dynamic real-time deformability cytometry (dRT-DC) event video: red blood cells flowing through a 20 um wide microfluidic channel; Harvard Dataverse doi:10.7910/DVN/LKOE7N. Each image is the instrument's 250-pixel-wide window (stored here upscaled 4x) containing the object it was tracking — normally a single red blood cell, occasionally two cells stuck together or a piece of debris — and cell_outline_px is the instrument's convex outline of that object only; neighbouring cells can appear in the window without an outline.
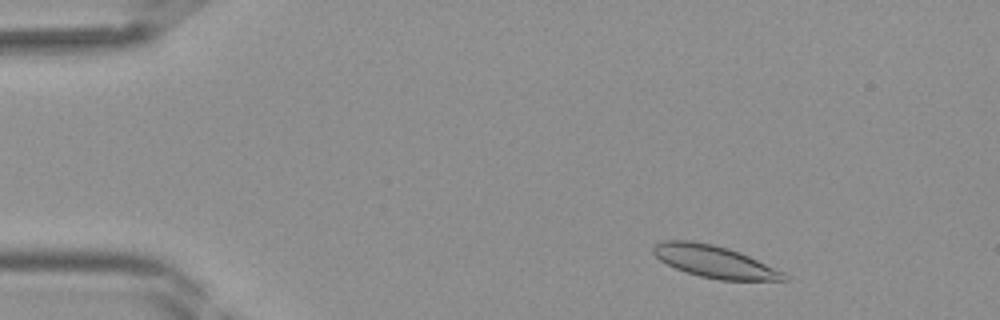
{"species": "Egyptian fruit bat (a non-hibernating species)", "species_latin": "Rousettus aegyptiacus", "temperature_condition": "room temperature", "stored_images_in_passage": 40, "camera_frame_rate_fps": 3000, "um_per_image_px": 0.085, "frame": {"image": 1, "passage_image": 4, "time_ms": 1.0, "image_size_px": [1000, 320], "cell_outline_px": [[788, 280], [720, 280], [700, 276], [684, 272], [660, 260], [652, 252], [652, 248], [660, 240], [692, 240], [712, 244], [728, 248], [740, 252], [784, 272], [788, 276]], "centroid_in_image_um": [60.71, 22.23], "position_along_channel_um": 24.3, "area_um2": 24.45}}
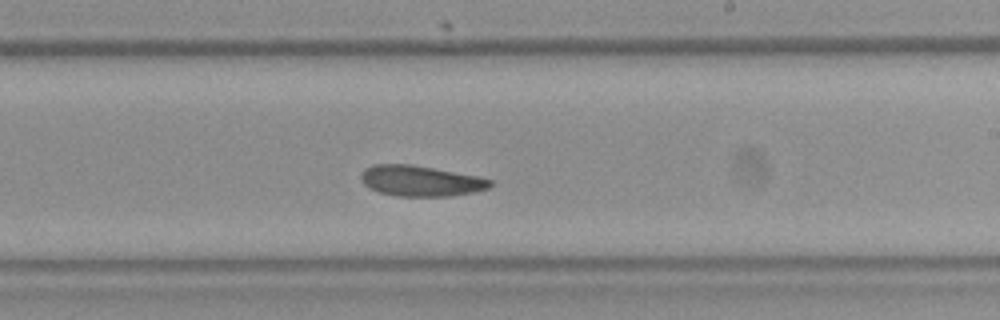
{"frame": {"image": 2, "passage_image": 23, "time_ms": 7.333, "image_size_px": [1000, 320], "cell_outline_px": [[492, 184], [488, 188], [476, 192], [452, 196], [396, 196], [380, 192], [368, 188], [360, 180], [360, 176], [364, 168], [372, 164], [412, 164], [480, 176], [492, 180]], "centroid_in_image_um": [35.75, 15.37], "position_along_channel_um": 253.2, "area_um2": 23.41}}
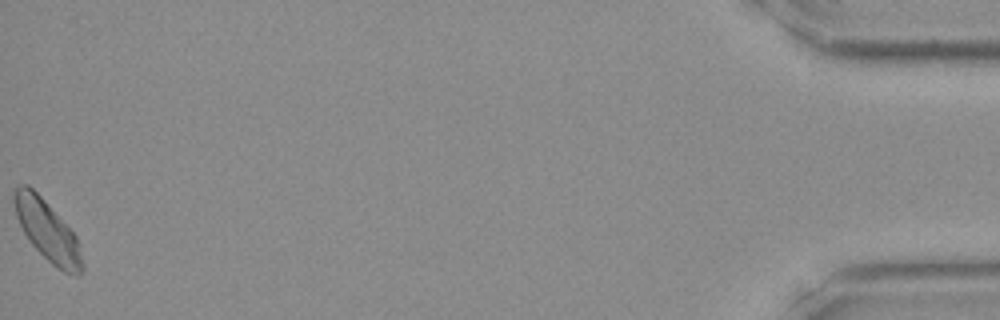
{"frame": {"image": 3, "passage_image": 40, "time_ms": 13.0, "image_size_px": [1000, 320], "cell_outline_px": [[84, 272], [80, 276], [72, 276], [64, 272], [52, 264], [28, 240], [16, 216], [12, 200], [12, 192], [20, 184], [28, 184], [44, 200], [76, 236], [84, 264]], "centroid_in_image_um": [4.03, 19.64], "position_along_channel_um": 431.2, "area_um2": 23.87}}